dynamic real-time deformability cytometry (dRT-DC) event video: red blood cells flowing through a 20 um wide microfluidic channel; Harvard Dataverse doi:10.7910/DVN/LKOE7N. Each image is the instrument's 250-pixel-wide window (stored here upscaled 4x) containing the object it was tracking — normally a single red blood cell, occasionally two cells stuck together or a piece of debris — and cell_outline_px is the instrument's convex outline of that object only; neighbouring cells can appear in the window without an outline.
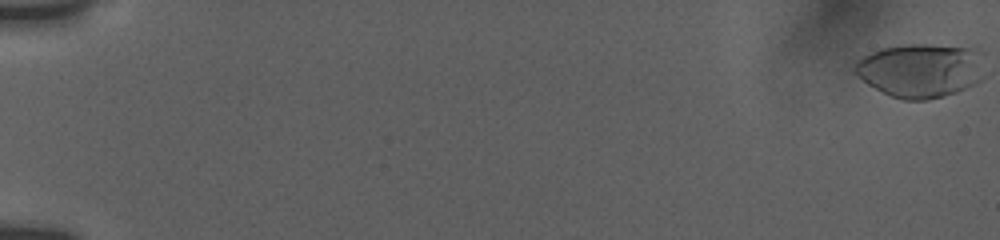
{"species": "human", "species_latin": "Homo sapiens", "temperature_condition": "room temperature", "stored_images_in_passage": 57, "camera_frame_rate_fps": 3000, "um_per_image_px": 0.085, "donor": {"sex": "female"}, "frame": {"image": 1, "passage_image": 1, "time_ms": 0.0, "image_size_px": [1000, 240], "cell_outline_px": [[984, 76], [980, 80], [956, 92], [944, 96], [928, 100], [904, 100], [892, 96], [868, 84], [852, 68], [852, 64], [860, 56], [880, 48], [908, 44], [924, 44], [968, 48]], "centroid_in_image_um": [78.09, 6.0], "position_along_channel_um": 6.9, "area_um2": 39.71}}
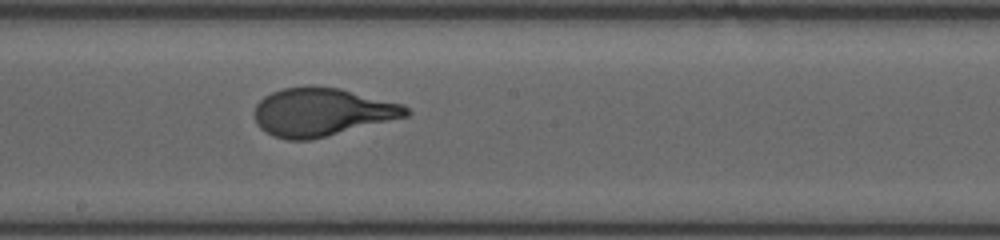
{"frame": {"image": 2, "passage_image": 34, "time_ms": 11.0, "image_size_px": [1000, 240], "cell_outline_px": [[412, 112], [408, 116], [308, 140], [288, 140], [276, 136], [260, 128], [256, 124], [252, 116], [252, 112], [256, 104], [264, 96], [272, 92], [284, 88], [308, 84], [340, 88], [404, 104]], "centroid_in_image_um": [27.33, 9.49], "position_along_channel_um": 220.9, "area_um2": 42.77}}
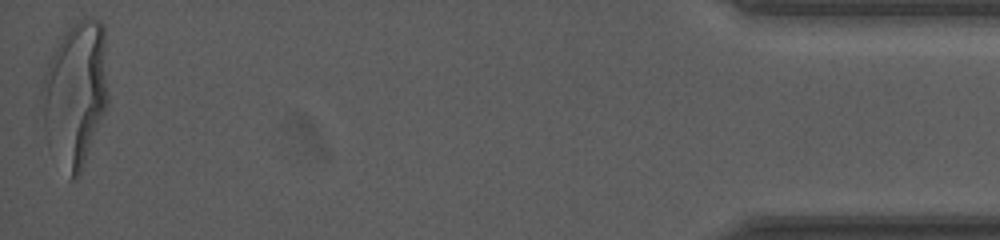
{"frame": {"image": 3, "passage_image": 57, "time_ms": 18.667, "image_size_px": [1000, 240], "cell_outline_px": [[108, 108], [80, 172], [76, 180], [72, 180], [48, 148], [44, 128], [40, 92], [48, 60], [52, 52], [60, 40], [80, 20], [92, 16], [100, 20], [104, 24], [108, 96]], "centroid_in_image_um": [6.42, 8.0], "position_along_channel_um": 428.8, "area_um2": 56.24}, "authors_computed_cell_mechanics": {"area_um2": 42.0784, "velocity_mm_per_s": 3.7573, "shape_relaxation_time_tau1_ms": 6.5328, "shape_relaxation_time_tau2_ms": null, "deformation_change_tau1": 0.2733, "deformation_change_tau2": null}}